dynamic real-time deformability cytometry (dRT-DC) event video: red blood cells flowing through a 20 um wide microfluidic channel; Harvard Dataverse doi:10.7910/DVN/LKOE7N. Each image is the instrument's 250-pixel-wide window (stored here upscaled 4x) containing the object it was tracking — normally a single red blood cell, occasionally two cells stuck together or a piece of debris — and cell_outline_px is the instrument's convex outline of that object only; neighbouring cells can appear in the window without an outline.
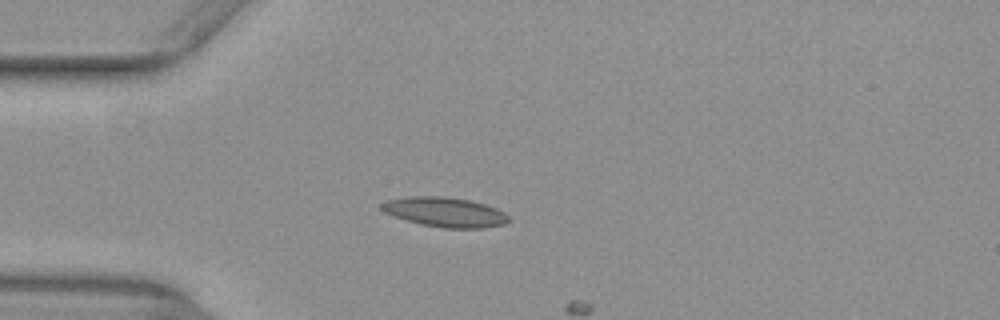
{"species": "common noctule bat (a hibernating species)", "species_latin": "Nyctalus noctula", "temperature_condition": "warm", "stored_images_in_passage": 11, "camera_frame_rate_fps": 3000, "um_per_image_px": 0.085, "animal": {"sex": "female", "body_mass_g": 29.2, "forearm_length_mm": 56.3}, "frame": {"image": 1, "passage_image": 10, "time_ms": 3.0, "image_size_px": [1000, 320], "cell_outline_px": [[512, 220], [504, 224], [484, 228], [440, 228], [420, 224], [404, 220], [392, 216], [384, 212], [380, 208], [380, 204], [384, 200], [404, 196], [444, 196], [472, 200], [496, 208], [504, 212]], "centroid_in_image_um": [37.78, 18.02], "position_along_channel_um": 47.2, "area_um2": 22.48}}